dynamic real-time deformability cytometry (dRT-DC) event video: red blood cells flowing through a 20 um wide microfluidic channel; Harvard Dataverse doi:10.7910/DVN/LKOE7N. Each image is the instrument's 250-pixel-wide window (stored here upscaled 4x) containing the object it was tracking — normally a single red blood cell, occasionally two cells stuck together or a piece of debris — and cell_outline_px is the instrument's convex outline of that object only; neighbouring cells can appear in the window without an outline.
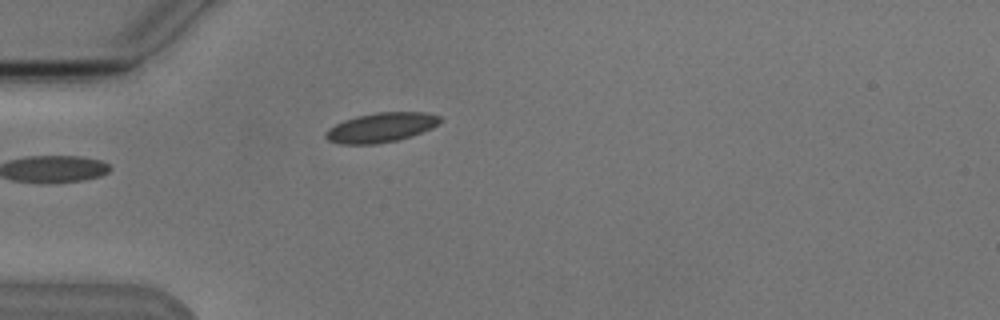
{"species": "Egyptian fruit bat (a non-hibernating species)", "species_latin": "Rousettus aegyptiacus", "temperature_condition": "cold", "stored_images_in_passage": 4, "camera_frame_rate_fps": 3000, "um_per_image_px": 0.085, "animal": {"sex": "male"}, "frame": {"image": 1, "passage_image": 3, "time_ms": 2.333, "image_size_px": [1000, 320], "cell_outline_px": [[440, 120], [432, 128], [412, 136], [396, 140], [376, 144], [340, 144], [328, 140], [324, 136], [324, 132], [328, 128], [344, 120], [356, 116], [376, 112], [424, 112], [440, 116]], "centroid_in_image_um": [32.34, 10.84], "position_along_channel_um": 52.7, "area_um2": 19.65}}